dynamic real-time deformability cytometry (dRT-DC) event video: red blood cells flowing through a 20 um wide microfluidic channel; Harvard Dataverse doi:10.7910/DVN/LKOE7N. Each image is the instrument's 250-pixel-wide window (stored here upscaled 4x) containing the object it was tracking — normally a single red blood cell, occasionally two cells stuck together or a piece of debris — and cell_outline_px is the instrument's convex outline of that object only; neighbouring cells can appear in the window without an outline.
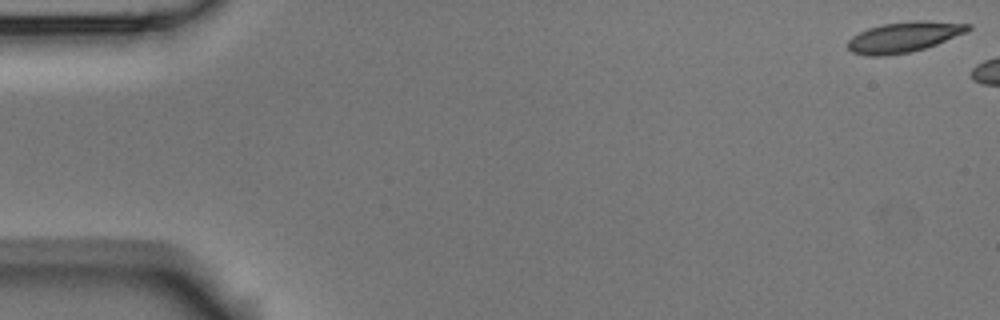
{"species": "Egyptian fruit bat (a non-hibernating species)", "species_latin": "Rousettus aegyptiacus", "temperature_condition": "room temperature", "stored_images_in_passage": 7, "camera_frame_rate_fps": 3000, "um_per_image_px": 0.085, "animal": {"sex": "male"}, "frame": {"image": 1, "passage_image": 1, "time_ms": 0.0, "image_size_px": [1000, 320], "cell_outline_px": [[972, 28], [968, 32], [936, 44], [924, 48], [908, 52], [884, 56], [868, 56], [852, 52], [848, 48], [848, 40], [852, 36], [868, 28], [884, 24], [916, 20], [928, 20], [972, 24]], "centroid_in_image_um": [76.87, 3.13], "position_along_channel_um": 8.1, "area_um2": 21.33}}